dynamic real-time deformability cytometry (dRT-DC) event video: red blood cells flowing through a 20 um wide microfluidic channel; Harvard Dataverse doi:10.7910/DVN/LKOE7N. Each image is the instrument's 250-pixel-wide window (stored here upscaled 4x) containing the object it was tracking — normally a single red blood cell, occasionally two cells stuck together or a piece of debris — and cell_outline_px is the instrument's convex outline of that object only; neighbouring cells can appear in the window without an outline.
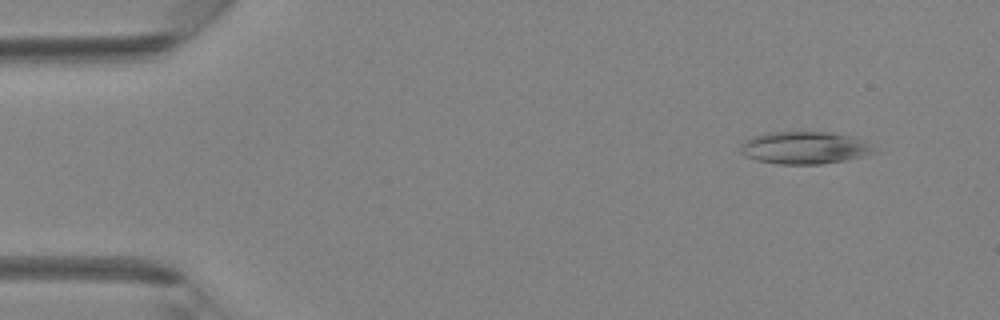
{"species": "Egyptian fruit bat (a non-hibernating species)", "species_latin": "Rousettus aegyptiacus", "temperature_condition": "room temperature", "stored_images_in_passage": 42, "camera_frame_rate_fps": 3000, "um_per_image_px": 0.085, "animal": {"sex": "female"}, "frame": {"image": 1, "passage_image": 4, "time_ms": 1.0, "image_size_px": [1000, 320], "cell_outline_px": [[880, 152], [864, 156], [844, 160], [820, 164], [780, 164], [760, 160], [748, 156], [740, 152], [740, 148], [752, 136], [764, 132], [828, 132], [852, 136], [864, 140]], "centroid_in_image_um": [68.47, 12.55], "position_along_channel_um": 16.5, "area_um2": 25.09}}
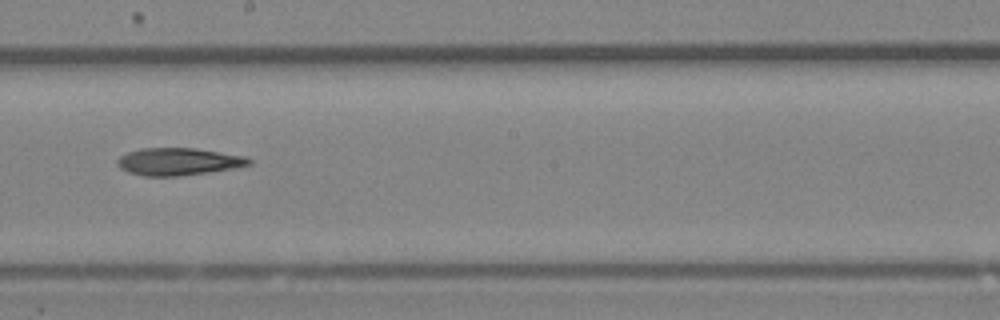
{"frame": {"image": 2, "passage_image": 24, "time_ms": 7.667, "image_size_px": [1000, 320], "cell_outline_px": [[252, 164], [240, 168], [176, 176], [144, 176], [128, 172], [120, 168], [116, 164], [116, 160], [120, 156], [128, 152], [140, 148], [196, 148], [244, 156], [252, 160]], "centroid_in_image_um": [15.18, 13.74], "position_along_channel_um": 233.0, "area_um2": 21.15}}
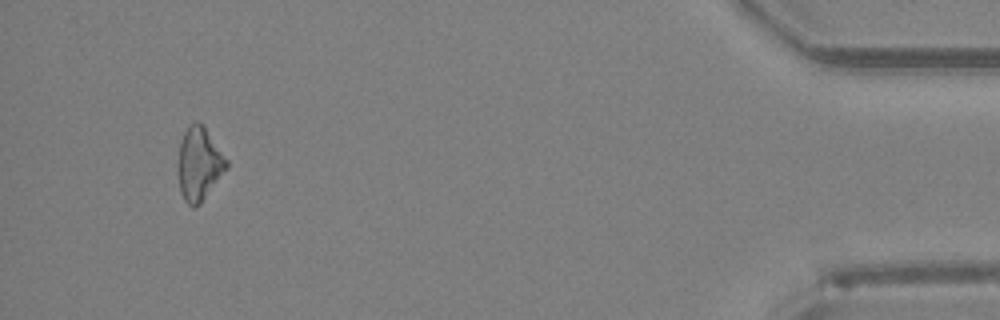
{"frame": {"image": 3, "passage_image": 40, "time_ms": 13.0, "image_size_px": [1000, 320], "cell_outline_px": [[228, 168], [200, 204], [196, 208], [192, 208], [184, 200], [180, 192], [180, 140], [188, 124], [196, 120], [200, 120], [204, 124], [228, 160]], "centroid_in_image_um": [16.96, 13.89], "position_along_channel_um": 418.2, "area_um2": 20.75}}